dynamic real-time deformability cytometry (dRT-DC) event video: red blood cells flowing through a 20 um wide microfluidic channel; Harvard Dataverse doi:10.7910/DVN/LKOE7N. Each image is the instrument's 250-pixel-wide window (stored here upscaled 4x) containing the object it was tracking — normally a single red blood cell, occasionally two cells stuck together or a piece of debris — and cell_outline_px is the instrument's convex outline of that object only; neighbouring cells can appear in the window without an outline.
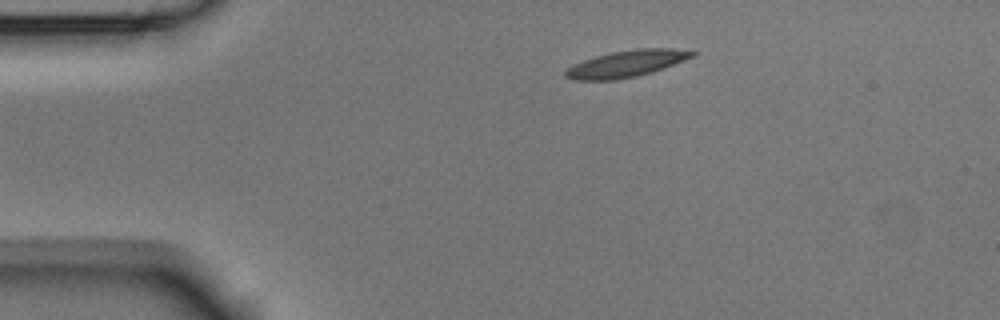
{"species": "Egyptian fruit bat (a non-hibernating species)", "species_latin": "Rousettus aegyptiacus", "temperature_condition": "room temperature", "stored_images_in_passage": 44, "camera_frame_rate_fps": 3000, "um_per_image_px": 0.085, "animal": {"sex": "male"}, "frame": {"image": 1, "passage_image": 1, "time_ms": 0.0, "image_size_px": [1000, 320], "cell_outline_px": [[696, 56], [664, 68], [652, 72], [636, 76], [616, 80], [572, 80], [564, 76], [564, 72], [572, 64], [596, 56], [612, 52], [636, 48], [672, 48], [696, 52]], "centroid_in_image_um": [53.25, 5.41], "position_along_channel_um": 31.8, "area_um2": 19.77}}
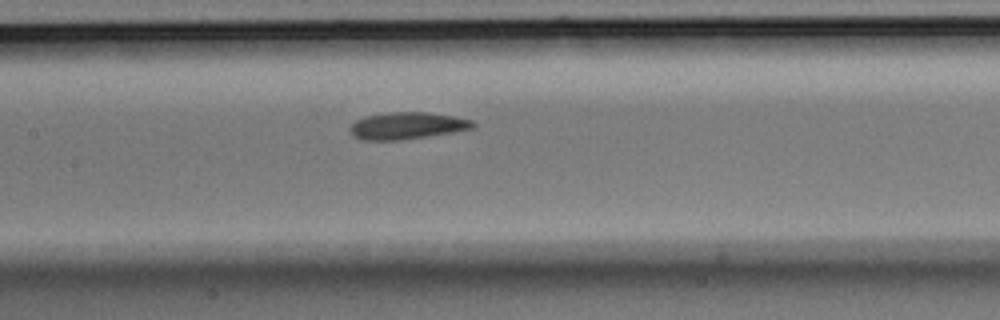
{"frame": {"image": 2, "passage_image": 16, "time_ms": 5.0, "image_size_px": [1000, 320], "cell_outline_px": [[476, 128], [452, 132], [400, 140], [360, 140], [352, 136], [348, 128], [356, 120], [364, 116], [388, 112], [424, 112], [452, 116], [472, 120], [476, 124]], "centroid_in_image_um": [34.56, 10.69], "position_along_channel_um": 172.8, "area_um2": 19.36}}
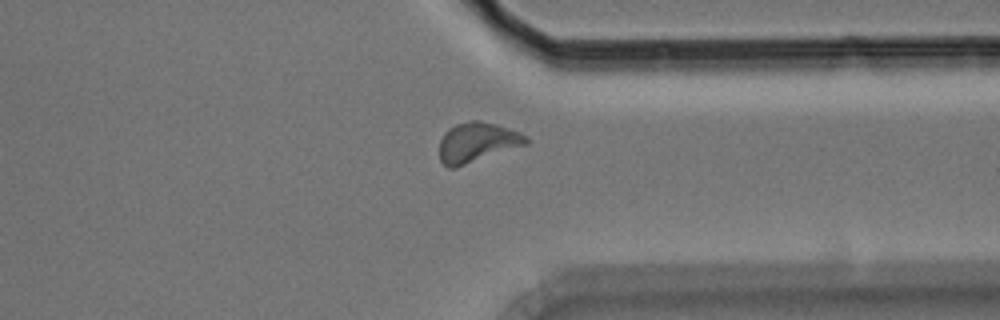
{"frame": {"image": 3, "passage_image": 32, "time_ms": 10.333, "image_size_px": [1000, 320], "cell_outline_px": [[528, 144], [456, 168], [448, 168], [440, 160], [440, 140], [444, 132], [448, 128], [456, 124], [468, 120], [480, 120], [496, 124], [520, 132], [528, 136]], "centroid_in_image_um": [40.56, 12.1], "position_along_channel_um": 370.8, "area_um2": 20.35}, "authors_computed_cell_mechanics": {"area_um2": 18.9584, "velocity_mm_per_s": 3.7478, "shape_relaxation_time_tau1_ms": 6.8611, "shape_relaxation_time_tau2_ms": 6.8548, "deformation_change_tau1": 0.1691, "deformation_change_tau2": 0.1064}}